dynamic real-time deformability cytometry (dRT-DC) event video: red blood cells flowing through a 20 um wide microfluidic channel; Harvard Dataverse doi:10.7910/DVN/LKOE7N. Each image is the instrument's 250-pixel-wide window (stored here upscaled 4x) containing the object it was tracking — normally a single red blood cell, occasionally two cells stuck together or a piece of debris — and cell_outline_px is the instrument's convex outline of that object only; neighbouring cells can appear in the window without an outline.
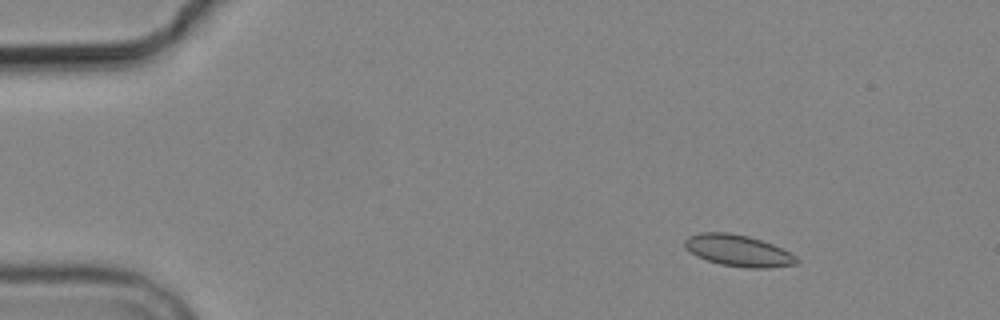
{"species": "common noctule bat (a hibernating species)", "species_latin": "Nyctalus noctula", "temperature_condition": "cold", "stored_images_in_passage": 8, "camera_frame_rate_fps": 3000, "um_per_image_px": 0.085, "animal": {"sex": "male", "body_mass_g": 19.2, "forearm_length_mm": 51.8}, "frame": {"image": 1, "passage_image": 3, "time_ms": 2.333, "image_size_px": [1000, 320], "cell_outline_px": [[800, 260], [796, 264], [768, 268], [744, 268], [720, 264], [696, 256], [684, 248], [684, 240], [688, 236], [700, 232], [728, 232], [748, 236], [772, 244], [796, 256]], "centroid_in_image_um": [62.71, 21.3], "position_along_channel_um": 22.3, "area_um2": 20.58}}
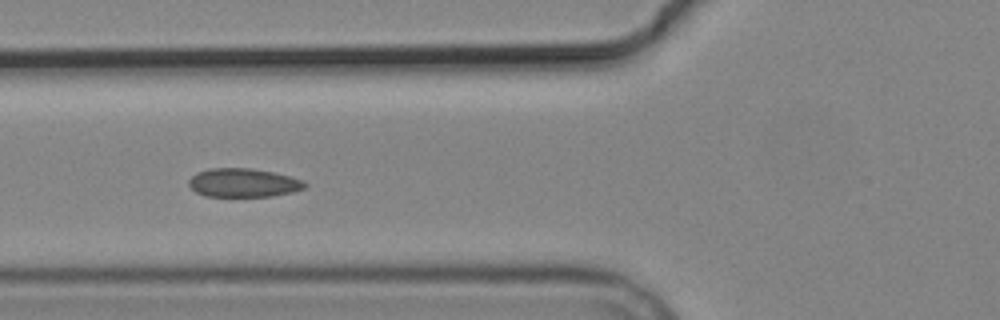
{"frame": {"image": 2, "passage_image": 7, "time_ms": 7.0, "image_size_px": [1000, 320], "cell_outline_px": [[308, 184], [304, 188], [292, 192], [272, 196], [204, 196], [196, 192], [188, 184], [188, 180], [196, 172], [208, 168], [252, 168], [272, 172], [304, 180]], "centroid_in_image_um": [20.66, 15.53], "position_along_channel_um": 105.1, "area_um2": 19.42}}
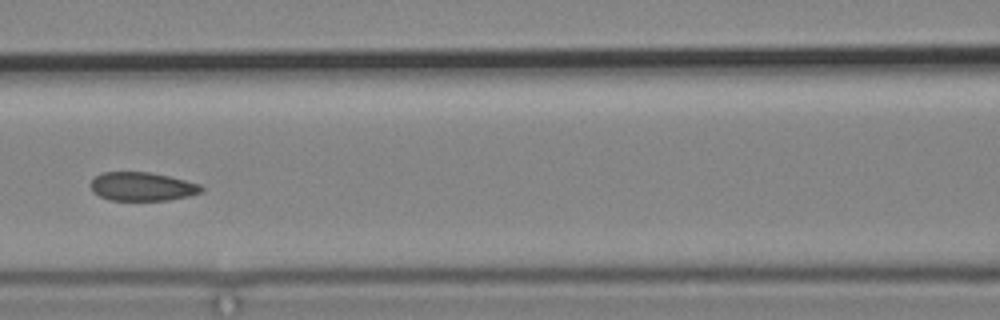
{"frame": {"image": 3, "passage_image": 8, "time_ms": 8.333, "image_size_px": [1000, 320], "cell_outline_px": [[204, 188], [200, 192], [188, 196], [168, 200], [112, 200], [100, 196], [92, 192], [92, 180], [96, 176], [104, 172], [148, 172], [168, 176], [200, 184]], "centroid_in_image_um": [12.09, 15.86], "position_along_channel_um": 154.5, "area_um2": 18.21}}